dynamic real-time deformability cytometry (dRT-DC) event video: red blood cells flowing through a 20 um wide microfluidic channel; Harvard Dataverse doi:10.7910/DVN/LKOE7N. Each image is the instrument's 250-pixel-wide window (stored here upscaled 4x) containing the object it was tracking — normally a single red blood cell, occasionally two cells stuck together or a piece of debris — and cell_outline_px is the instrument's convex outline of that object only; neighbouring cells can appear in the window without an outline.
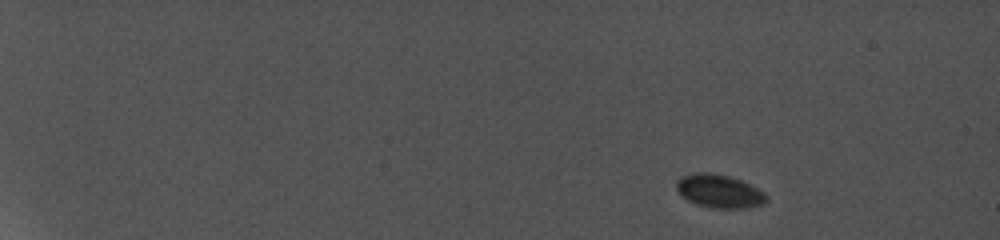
{"species": "common noctule bat (a hibernating species)", "species_latin": "Nyctalus noctula", "temperature_condition": "cold", "stored_images_in_passage": 10, "camera_frame_rate_fps": 5000, "um_per_image_px": 0.085, "animal": {"sex": "female", "body_mass_g": 19.0, "forearm_length_mm": 56.7}, "frame": {"image": 1, "passage_image": 3, "time_ms": 2.0, "image_size_px": [1000, 240], "cell_outline_px": [[768, 200], [760, 204], [744, 208], [712, 208], [696, 204], [688, 200], [676, 188], [676, 184], [684, 176], [724, 176], [740, 180], [764, 192], [768, 196]], "centroid_in_image_um": [61.22, 16.33], "position_along_channel_um": 23.8, "area_um2": 16.18}}
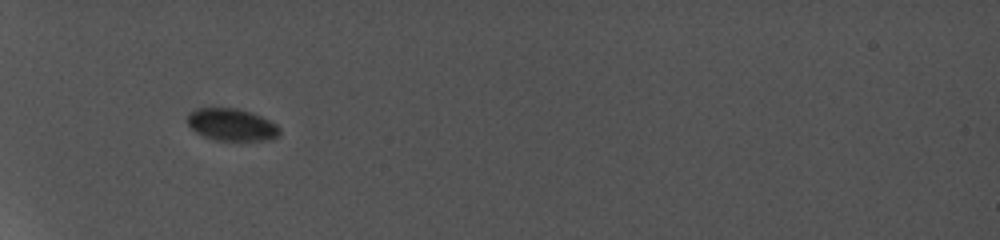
{"frame": {"image": 2, "passage_image": 8, "time_ms": 7.2, "image_size_px": [1000, 240], "cell_outline_px": [[280, 132], [272, 140], [212, 140], [196, 132], [188, 124], [188, 116], [192, 112], [200, 108], [232, 108], [248, 112], [268, 120]], "centroid_in_image_um": [19.64, 10.62], "position_along_channel_um": 65.4, "area_um2": 16.65}}
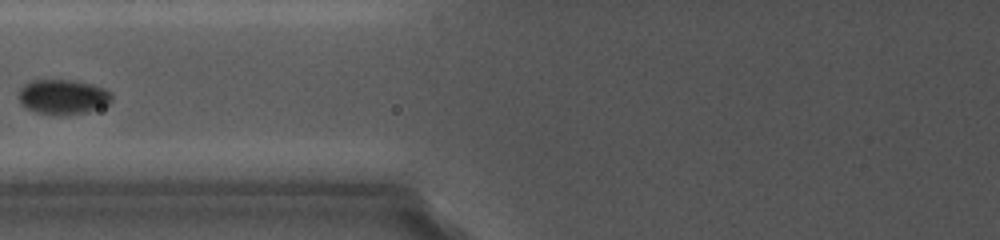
{"frame": {"image": 3, "passage_image": 10, "time_ms": 9.2, "image_size_px": [1000, 240], "cell_outline_px": [[112, 96], [108, 104], [84, 112], [64, 116], [52, 116], [36, 112], [28, 108], [20, 100], [20, 88], [24, 84], [32, 80], [72, 80], [88, 84], [100, 88], [108, 92]], "centroid_in_image_um": [5.3, 8.25], "position_along_channel_um": 120.5, "area_um2": 18.5}}